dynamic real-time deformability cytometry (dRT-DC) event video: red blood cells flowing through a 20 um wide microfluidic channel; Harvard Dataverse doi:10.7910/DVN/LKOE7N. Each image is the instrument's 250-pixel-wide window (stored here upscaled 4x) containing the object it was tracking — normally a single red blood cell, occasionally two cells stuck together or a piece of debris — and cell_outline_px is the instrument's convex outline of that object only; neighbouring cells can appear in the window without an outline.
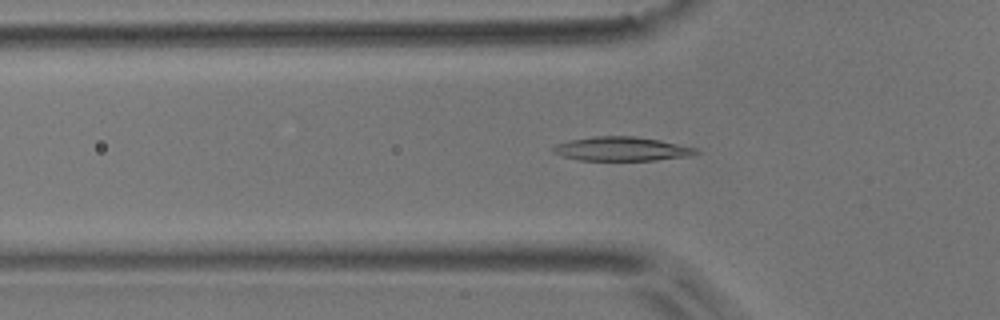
{"species": "common noctule bat (a hibernating species)", "species_latin": "Nyctalus noctula", "temperature_condition": "room temperature", "stored_images_in_passage": 51, "camera_frame_rate_fps": 3000, "um_per_image_px": 0.085, "animal": {"sex": "male", "body_mass_g": 17.9}, "frame": {"image": 1, "passage_image": 15, "time_ms": 4.667, "image_size_px": [1000, 320], "cell_outline_px": [[700, 152], [688, 156], [656, 160], [580, 160], [564, 156], [552, 152], [548, 148], [556, 144], [568, 140], [596, 136], [632, 136], [660, 140], [696, 148]], "centroid_in_image_um": [52.79, 12.65], "position_along_channel_um": 73.0, "area_um2": 19.94}}
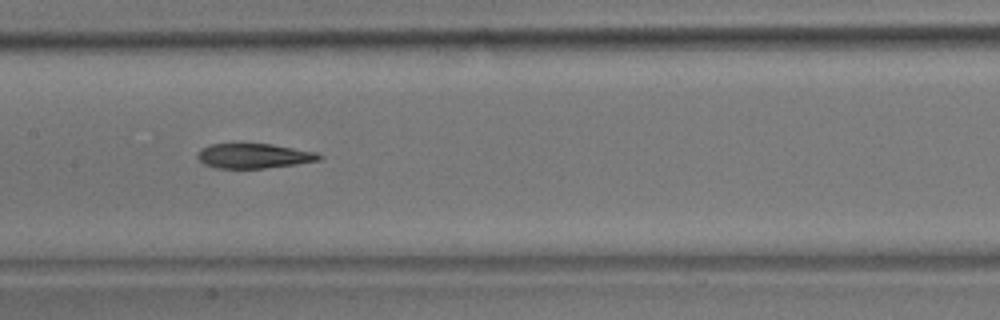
{"frame": {"image": 2, "passage_image": 24, "time_ms": 7.667, "image_size_px": [1000, 320], "cell_outline_px": [[324, 156], [320, 160], [296, 164], [264, 168], [216, 168], [204, 164], [196, 156], [200, 148], [212, 144], [236, 140], [240, 140], [272, 144], [316, 152]], "centroid_in_image_um": [21.52, 13.19], "position_along_channel_um": 185.9, "area_um2": 18.44}}
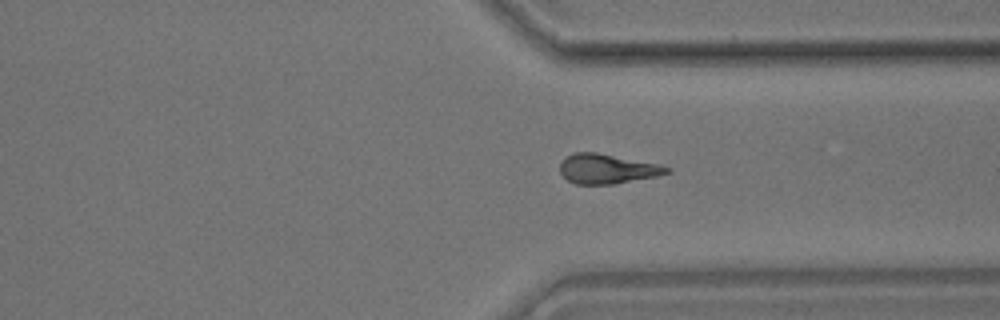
{"frame": {"image": 3, "passage_image": 38, "time_ms": 12.333, "image_size_px": [1000, 320], "cell_outline_px": [[672, 172], [656, 176], [612, 184], [576, 184], [568, 180], [560, 172], [560, 164], [572, 152], [596, 152], [660, 164], [672, 168]], "centroid_in_image_um": [51.64, 14.34], "position_along_channel_um": 359.8, "area_um2": 18.38}, "authors_computed_cell_mechanics": {"area_um2": 18.6116, "velocity_mm_per_s": 3.7298, "shape_relaxation_time_tau1_ms": 4.5728, "shape_relaxation_time_tau2_ms": null, "deformation_change_tau1": 0.1539, "deformation_change_tau2": null}}